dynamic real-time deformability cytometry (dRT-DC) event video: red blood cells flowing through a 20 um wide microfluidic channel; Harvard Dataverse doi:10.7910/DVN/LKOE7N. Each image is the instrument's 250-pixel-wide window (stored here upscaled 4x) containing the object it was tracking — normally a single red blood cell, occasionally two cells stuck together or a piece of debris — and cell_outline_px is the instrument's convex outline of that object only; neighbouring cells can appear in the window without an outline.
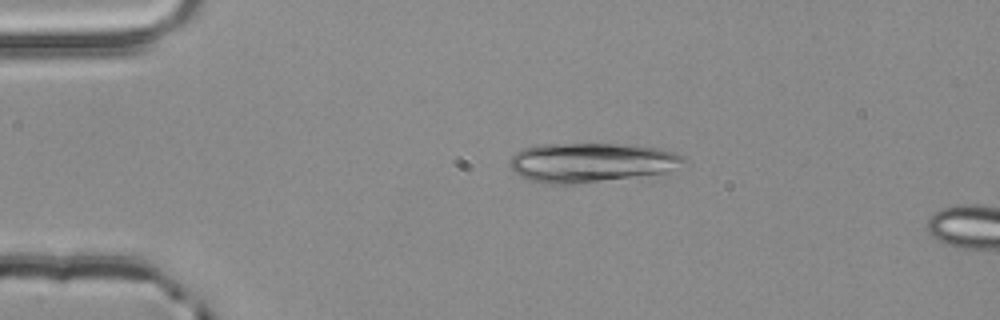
{"species": "common noctule bat (a hibernating species)", "species_latin": "Nyctalus noctula", "temperature_condition": "room temperature", "stored_images_in_passage": 5, "camera_frame_rate_fps": 3000, "um_per_image_px": 0.085, "animal": {"sex": "male", "body_mass_g": 20.4}, "frame": {"image": 1, "passage_image": 1, "time_ms": 0.0, "image_size_px": [1000, 320], "cell_outline_px": [[692, 164], [664, 172], [576, 184], [544, 184], [520, 176], [512, 172], [508, 164], [512, 156], [516, 152], [532, 144], [632, 144], [660, 148], [676, 152], [684, 156]], "centroid_in_image_um": [50.28, 13.8], "position_along_channel_um": 34.7, "area_um2": 40.58}}